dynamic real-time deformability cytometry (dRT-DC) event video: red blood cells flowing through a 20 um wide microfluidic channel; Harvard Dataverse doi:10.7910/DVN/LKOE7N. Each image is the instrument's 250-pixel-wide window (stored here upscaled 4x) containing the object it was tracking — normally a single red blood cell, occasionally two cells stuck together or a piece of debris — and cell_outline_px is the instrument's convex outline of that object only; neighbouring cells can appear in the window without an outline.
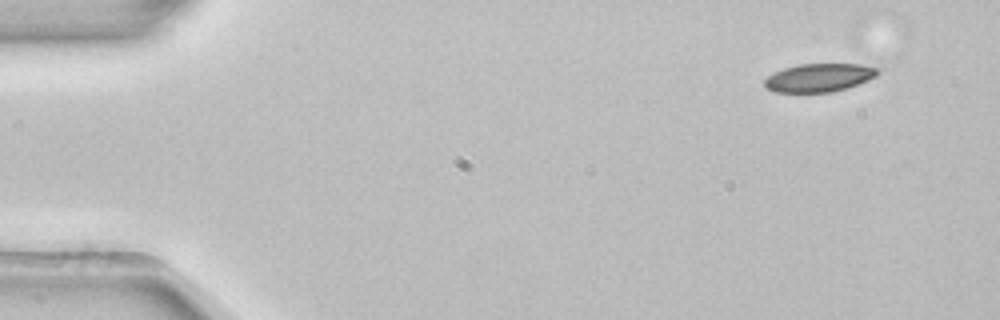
{"species": "common noctule bat (a hibernating species)", "species_latin": "Nyctalus noctula", "temperature_condition": "room temperature", "stored_images_in_passage": 49, "camera_frame_rate_fps": 3000, "um_per_image_px": 0.085, "animal": {"sex": "female", "body_mass_g": 22.7, "forearm_length_mm": 54.2}, "frame": {"image": 1, "passage_image": 1, "time_ms": 0.0, "image_size_px": [1000, 320], "cell_outline_px": [[880, 72], [876, 76], [868, 80], [848, 88], [832, 92], [772, 92], [764, 88], [764, 80], [768, 76], [784, 68], [800, 64], [860, 64], [880, 68]], "centroid_in_image_um": [69.63, 6.61], "position_along_channel_um": 15.4, "area_um2": 18.79}}
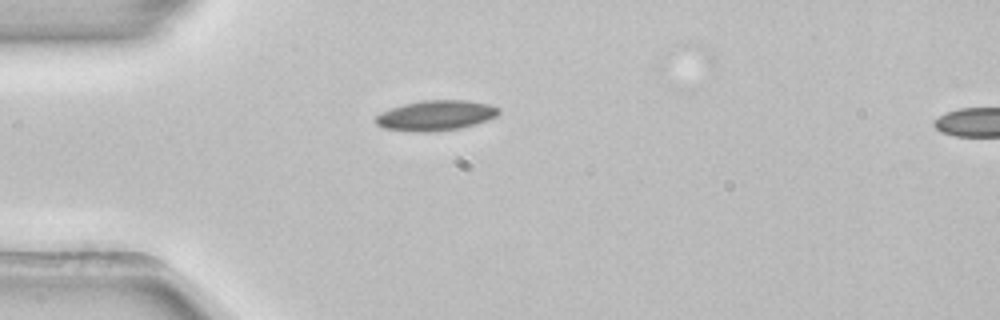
{"frame": {"image": 2, "passage_image": 11, "time_ms": 3.333, "image_size_px": [1000, 320], "cell_outline_px": [[500, 112], [496, 116], [488, 120], [476, 124], [460, 128], [428, 132], [416, 132], [384, 128], [376, 124], [372, 120], [380, 112], [404, 104], [424, 100], [468, 100], [488, 104], [500, 108]], "centroid_in_image_um": [37.03, 9.81], "position_along_channel_um": 48.0, "area_um2": 21.73}}
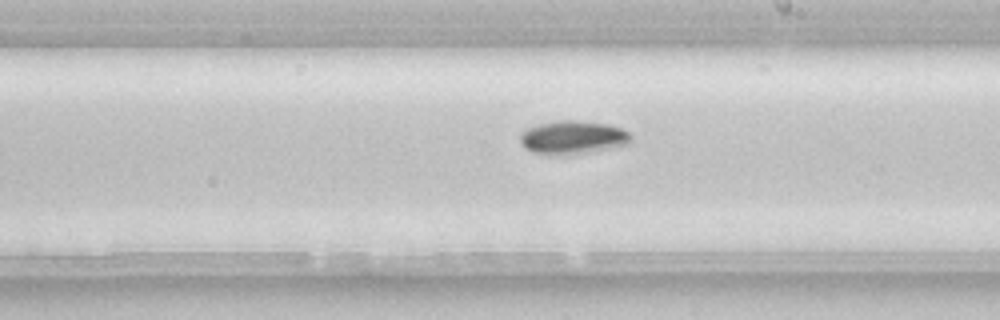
{"frame": {"image": 3, "passage_image": 27, "time_ms": 8.667, "image_size_px": [1000, 320], "cell_outline_px": [[632, 140], [628, 144], [612, 148], [572, 156], [548, 156], [532, 152], [524, 148], [520, 144], [520, 136], [528, 128], [540, 124], [556, 120], [576, 120], [608, 124], [620, 128], [628, 132], [632, 136]], "centroid_in_image_um": [48.68, 11.72], "position_along_channel_um": 240.3, "area_um2": 22.14}, "authors_computed_cell_mechanics": {"area_um2": 19.8254, "velocity_mm_per_s": 3.8991, "shape_relaxation_time_tau1_ms": 2.6973, "shape_relaxation_time_tau2_ms": null, "deformation_change_tau1": 0.0818, "deformation_change_tau2": null}}